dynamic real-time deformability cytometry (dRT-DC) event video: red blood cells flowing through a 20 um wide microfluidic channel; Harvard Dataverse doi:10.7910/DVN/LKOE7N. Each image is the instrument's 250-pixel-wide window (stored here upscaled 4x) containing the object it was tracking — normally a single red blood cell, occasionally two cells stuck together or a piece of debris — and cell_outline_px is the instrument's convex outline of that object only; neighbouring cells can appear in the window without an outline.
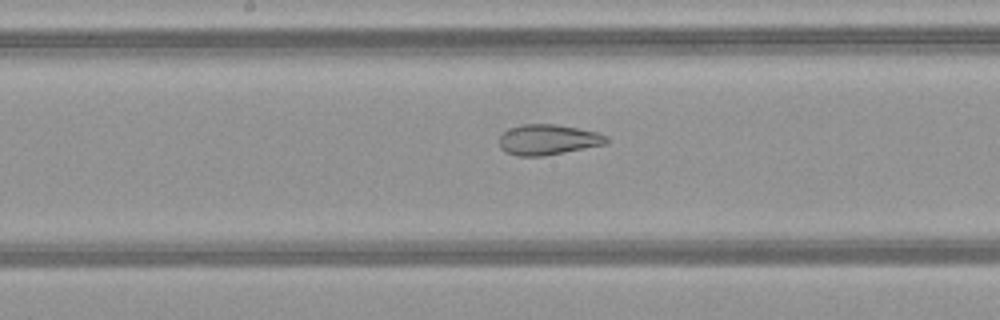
{"species": "common noctule bat (a hibernating species)", "species_latin": "Nyctalus noctula", "temperature_condition": "warm", "stored_images_in_passage": 49, "camera_frame_rate_fps": 3000, "um_per_image_px": 0.085, "animal": {"sex": "female", "body_mass_g": 21.9}, "frame": {"image": 1, "passage_image": 25, "time_ms": 8.0, "image_size_px": [1000, 320], "cell_outline_px": [[608, 140], [604, 144], [544, 156], [516, 156], [504, 152], [500, 148], [500, 136], [508, 128], [520, 124], [556, 124], [600, 132], [608, 136]], "centroid_in_image_um": [46.56, 11.86], "position_along_channel_um": 201.6, "area_um2": 19.13}}
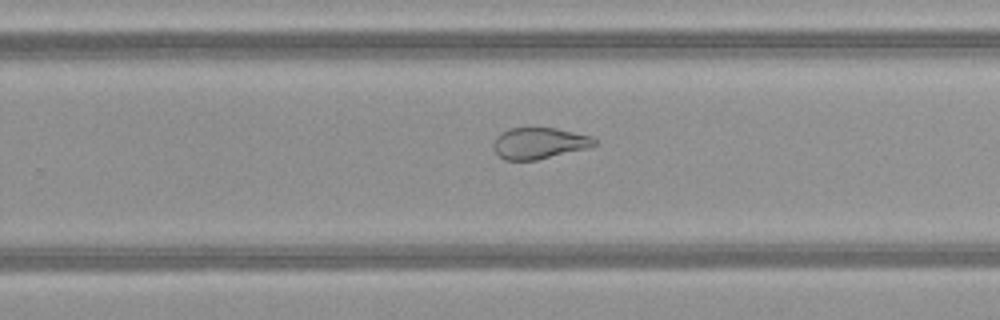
{"frame": {"image": 2, "passage_image": 31, "time_ms": 10.0, "image_size_px": [1000, 320], "cell_outline_px": [[600, 144], [588, 148], [536, 160], [504, 160], [492, 148], [492, 144], [496, 136], [508, 128], [556, 128], [592, 136]], "centroid_in_image_um": [45.84, 12.17], "position_along_channel_um": 284.0, "area_um2": 18.55}}
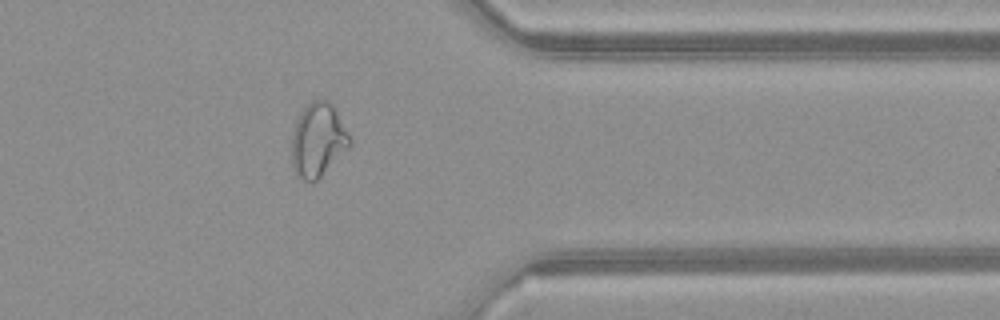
{"frame": {"image": 3, "passage_image": 39, "time_ms": 12.667, "image_size_px": [1000, 320], "cell_outline_px": [[352, 144], [312, 184], [300, 180], [296, 176], [292, 164], [292, 132], [296, 120], [300, 112], [312, 100], [328, 100], [336, 108], [352, 140]], "centroid_in_image_um": [27.02, 11.9], "position_along_channel_um": 384.4, "area_um2": 25.14}, "authors_computed_cell_mechanics": {"area_um2": 25.8944, "velocity_mm_per_s": 4.1451, "shape_relaxation_time_tau1_ms": null, "shape_relaxation_time_tau2_ms": 1.5422, "deformation_change_tau1": null, "deformation_change_tau2": 0.0988}}